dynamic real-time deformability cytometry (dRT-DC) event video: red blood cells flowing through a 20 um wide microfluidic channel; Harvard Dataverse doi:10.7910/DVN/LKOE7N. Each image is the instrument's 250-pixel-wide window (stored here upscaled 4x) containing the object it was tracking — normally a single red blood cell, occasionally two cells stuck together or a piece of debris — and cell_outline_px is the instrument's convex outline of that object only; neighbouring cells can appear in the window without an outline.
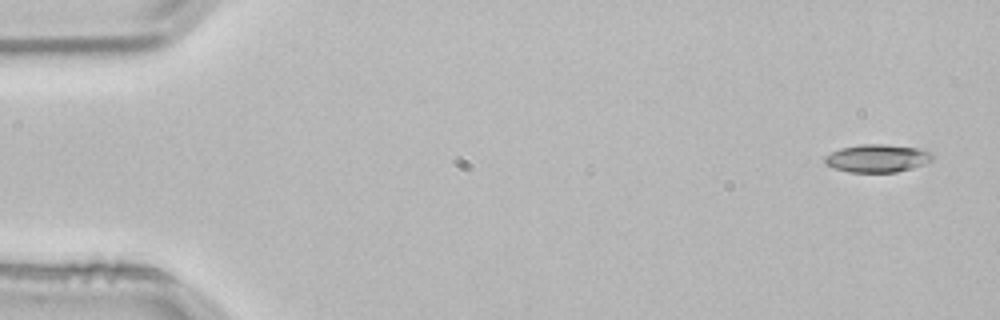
{"species": "common noctule bat (a hibernating species)", "species_latin": "Nyctalus noctula", "temperature_condition": "room temperature", "stored_images_in_passage": 4, "camera_frame_rate_fps": 3000, "um_per_image_px": 0.085, "animal": {"sex": "male", "body_mass_g": 21.5, "forearm_length_mm": 52.0}, "frame": {"image": 1, "passage_image": 1, "time_ms": 0.0, "image_size_px": [1000, 320], "cell_outline_px": [[932, 160], [924, 164], [912, 168], [896, 172], [848, 172], [824, 164], [824, 156], [840, 148], [860, 144], [884, 144], [920, 148], [932, 152]], "centroid_in_image_um": [74.57, 13.45], "position_along_channel_um": 10.4, "area_um2": 17.57}}